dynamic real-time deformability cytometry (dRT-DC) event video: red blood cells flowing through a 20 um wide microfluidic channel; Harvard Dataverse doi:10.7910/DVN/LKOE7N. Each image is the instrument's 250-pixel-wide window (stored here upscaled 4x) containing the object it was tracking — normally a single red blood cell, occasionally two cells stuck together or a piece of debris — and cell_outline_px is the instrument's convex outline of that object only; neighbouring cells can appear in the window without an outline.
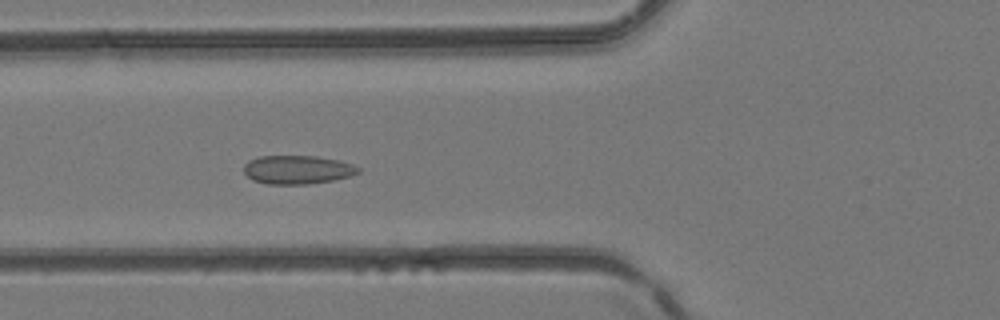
{"species": "common noctule bat (a hibernating species)", "species_latin": "Nyctalus noctula", "temperature_condition": "room temperature", "stored_images_in_passage": 40, "segment_of_instrument_passage": [1, 2], "camera_frame_rate_fps": 3000, "um_per_image_px": 0.085, "animal": {"sex": "female", "body_mass_g": 24.6, "forearm_length_mm": 56.2}, "frame": {"image": 1, "passage_image": 13, "time_ms": 4.0, "image_size_px": [1000, 320], "cell_outline_px": [[360, 172], [352, 176], [332, 180], [308, 184], [268, 184], [252, 180], [244, 172], [244, 164], [248, 160], [260, 156], [316, 156], [336, 160], [352, 164], [360, 168]], "centroid_in_image_um": [25.27, 14.42], "position_along_channel_um": 100.5, "area_um2": 19.07}}
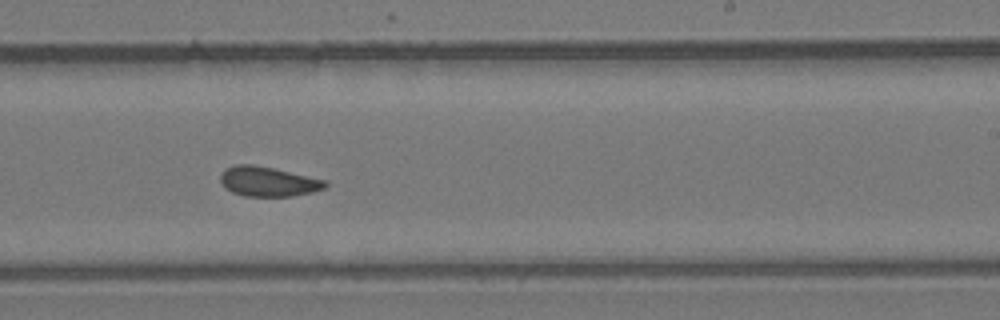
{"frame": {"image": 2, "passage_image": 23, "time_ms": 7.333, "image_size_px": [1000, 320], "cell_outline_px": [[328, 184], [324, 188], [312, 192], [292, 196], [244, 196], [232, 192], [224, 188], [220, 180], [220, 176], [224, 168], [236, 164], [252, 164], [272, 168], [328, 180]], "centroid_in_image_um": [22.77, 15.43], "position_along_channel_um": 266.2, "area_um2": 18.26}}
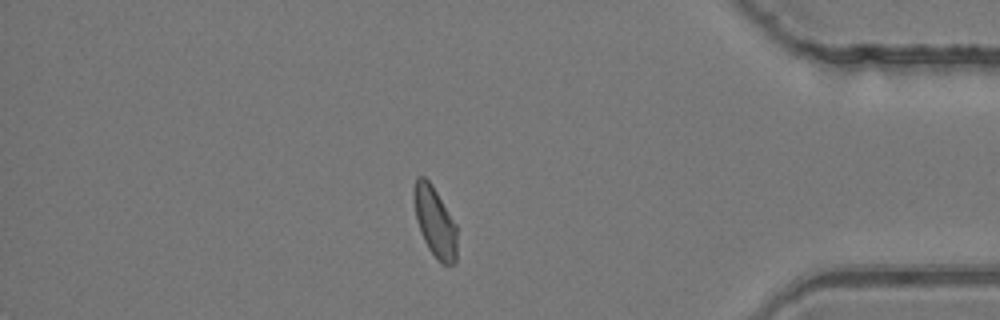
{"frame": {"image": 3, "passage_image": 33, "time_ms": 10.667, "image_size_px": [1000, 320], "cell_outline_px": [[456, 264], [444, 264], [436, 260], [428, 248], [420, 232], [416, 220], [412, 196], [412, 188], [416, 176], [424, 176], [432, 184], [456, 224]], "centroid_in_image_um": [36.93, 18.83], "position_along_channel_um": 398.3, "area_um2": 17.92}}